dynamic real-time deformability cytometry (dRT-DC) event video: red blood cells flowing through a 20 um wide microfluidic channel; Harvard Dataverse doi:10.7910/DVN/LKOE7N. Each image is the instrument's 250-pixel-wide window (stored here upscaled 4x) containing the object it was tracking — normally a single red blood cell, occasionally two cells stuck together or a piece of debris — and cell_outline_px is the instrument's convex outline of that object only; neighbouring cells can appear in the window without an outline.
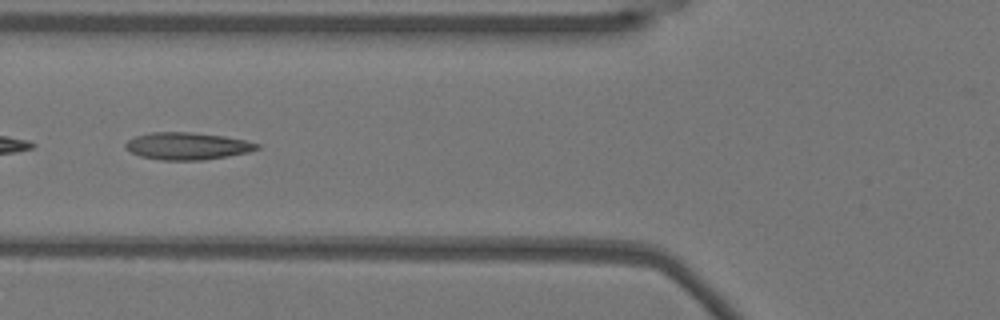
{"species": "Egyptian fruit bat (a non-hibernating species)", "species_latin": "Rousettus aegyptiacus", "temperature_condition": "warm", "stored_images_in_passage": 39, "camera_frame_rate_fps": 3000, "um_per_image_px": 0.085, "animal": {"sex": "female"}, "frame": {"image": 1, "passage_image": 20, "time_ms": 6.333, "image_size_px": [1000, 320], "cell_outline_px": [[260, 148], [248, 152], [228, 156], [204, 160], [160, 160], [140, 156], [124, 148], [124, 144], [128, 140], [136, 136], [152, 132], [188, 132], [224, 136], [244, 140], [260, 144]], "centroid_in_image_um": [15.91, 12.42], "position_along_channel_um": 109.9, "area_um2": 20.81}}
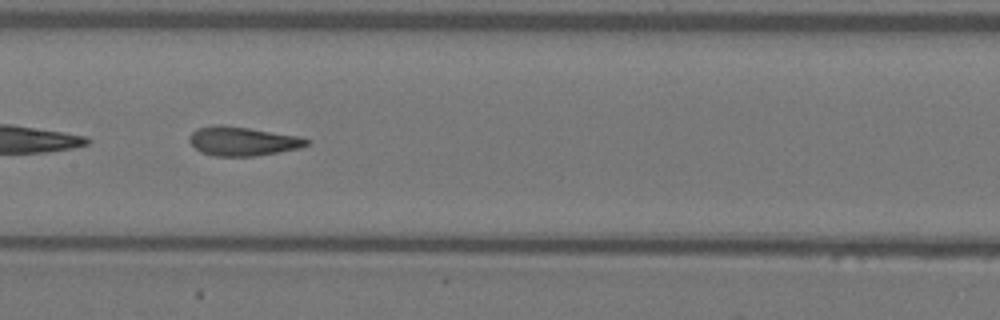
{"frame": {"image": 2, "passage_image": 26, "time_ms": 8.333, "image_size_px": [1000, 320], "cell_outline_px": [[312, 144], [300, 148], [256, 156], [216, 156], [200, 152], [188, 140], [188, 136], [196, 128], [216, 124], [220, 124], [248, 128], [300, 136], [312, 140]], "centroid_in_image_um": [20.65, 12.0], "position_along_channel_um": 186.8, "area_um2": 20.06}}
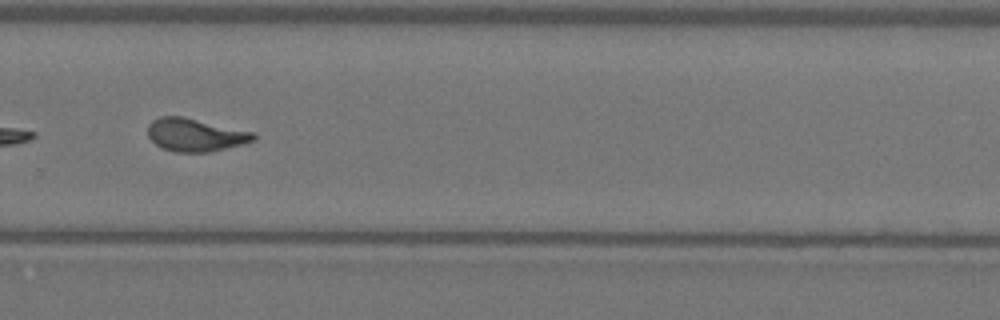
{"frame": {"image": 3, "passage_image": 36, "time_ms": 11.667, "image_size_px": [1000, 320], "cell_outline_px": [[256, 140], [208, 152], [172, 152], [160, 148], [148, 136], [148, 124], [152, 120], [160, 116], [184, 116], [256, 132]], "centroid_in_image_um": [16.59, 11.45], "position_along_channel_um": 313.2, "area_um2": 20.52}}